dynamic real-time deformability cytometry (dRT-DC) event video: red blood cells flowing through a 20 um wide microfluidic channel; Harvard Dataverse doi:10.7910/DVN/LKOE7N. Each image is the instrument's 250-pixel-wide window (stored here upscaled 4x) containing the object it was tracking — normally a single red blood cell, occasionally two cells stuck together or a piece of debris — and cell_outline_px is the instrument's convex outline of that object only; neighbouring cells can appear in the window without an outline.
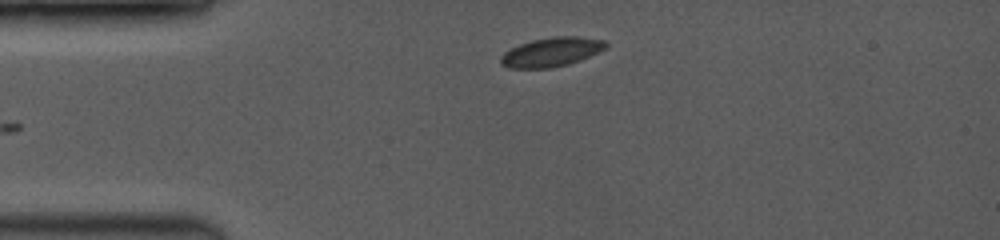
{"species": "common noctule bat (a hibernating species)", "species_latin": "Nyctalus noctula", "temperature_condition": "room temperature", "stored_images_in_passage": 37, "camera_frame_rate_fps": 3500, "um_per_image_px": 0.085, "animal": {"sex": "female", "body_mass_g": 19.0, "forearm_length_mm": 53.3}, "frame": {"image": 1, "passage_image": 1, "time_ms": 0.0, "image_size_px": [1000, 240], "cell_outline_px": [[608, 44], [604, 48], [580, 60], [568, 64], [548, 68], [508, 68], [500, 64], [500, 56], [504, 52], [520, 44], [532, 40], [556, 36], [572, 36], [604, 40]], "centroid_in_image_um": [46.81, 4.43], "position_along_channel_um": 38.2, "area_um2": 17.57}}
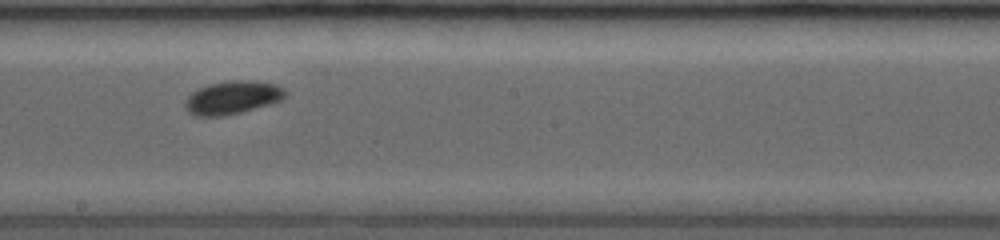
{"frame": {"image": 2, "passage_image": 20, "time_ms": 5.429, "image_size_px": [1000, 240], "cell_outline_px": [[288, 92], [280, 100], [268, 104], [240, 112], [220, 116], [196, 116], [188, 112], [184, 108], [184, 100], [192, 92], [208, 84], [232, 80], [256, 80], [276, 84], [284, 88]], "centroid_in_image_um": [19.74, 8.27], "position_along_channel_um": 228.5, "area_um2": 19.36}}
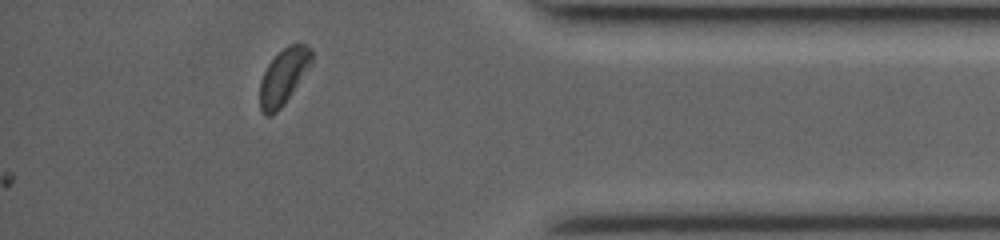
{"frame": {"image": 3, "passage_image": 37, "time_ms": 10.286, "image_size_px": [1000, 240], "cell_outline_px": [[312, 64], [284, 104], [276, 112], [268, 116], [264, 116], [260, 108], [260, 84], [264, 72], [268, 64], [288, 44], [304, 44], [312, 48]], "centroid_in_image_um": [24.11, 6.51], "position_along_channel_um": 411.1, "area_um2": 16.65}, "authors_computed_cell_mechanics": {"area_um2": 17.8024, "velocity_mm_per_s": 4.0766, "shape_relaxation_time_tau1_ms": 8.7924, "shape_relaxation_time_tau2_ms": null, "deformation_change_tau1": 0.1716, "deformation_change_tau2": null}}